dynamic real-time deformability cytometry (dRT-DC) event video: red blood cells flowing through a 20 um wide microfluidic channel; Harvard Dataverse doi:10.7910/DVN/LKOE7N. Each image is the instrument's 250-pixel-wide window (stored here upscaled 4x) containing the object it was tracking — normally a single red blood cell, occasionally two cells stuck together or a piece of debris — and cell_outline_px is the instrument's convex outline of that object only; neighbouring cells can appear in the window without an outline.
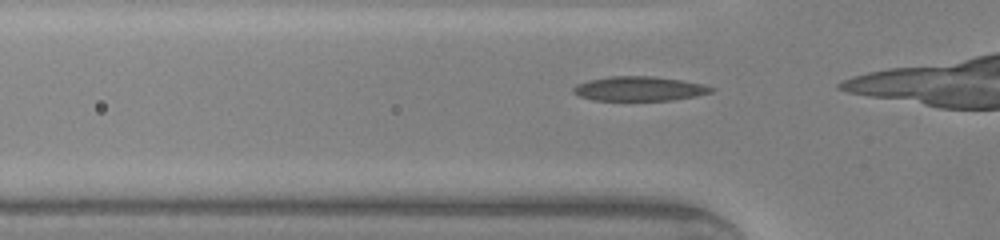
{"species": "common noctule bat (a hibernating species)", "species_latin": "Nyctalus noctula", "temperature_condition": "warm", "stored_images_in_passage": 12, "camera_frame_rate_fps": 3000, "um_per_image_px": 0.085, "animal": {"sex": "male", "body_mass_g": 20.0, "forearm_length_mm": 53.3}, "frame": {"image": 1, "passage_image": 8, "time_ms": 2.333, "image_size_px": [1000, 240], "cell_outline_px": [[716, 88], [712, 92], [696, 96], [672, 100], [592, 100], [580, 96], [572, 92], [572, 88], [576, 84], [588, 80], [612, 76], [656, 76], [704, 84]], "centroid_in_image_um": [54.34, 7.53], "position_along_channel_um": 71.5, "area_um2": 19.71}}
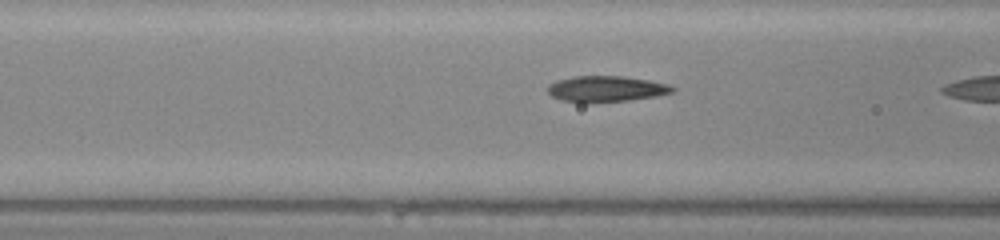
{"frame": {"image": 2, "passage_image": 11, "time_ms": 3.333, "image_size_px": [1000, 240], "cell_outline_px": [[676, 88], [672, 92], [656, 96], [628, 100], [592, 104], [584, 104], [560, 100], [552, 96], [548, 92], [548, 84], [556, 80], [576, 76], [624, 76], [648, 80], [668, 84]], "centroid_in_image_um": [51.47, 7.57], "position_along_channel_um": 115.1, "area_um2": 19.19}}